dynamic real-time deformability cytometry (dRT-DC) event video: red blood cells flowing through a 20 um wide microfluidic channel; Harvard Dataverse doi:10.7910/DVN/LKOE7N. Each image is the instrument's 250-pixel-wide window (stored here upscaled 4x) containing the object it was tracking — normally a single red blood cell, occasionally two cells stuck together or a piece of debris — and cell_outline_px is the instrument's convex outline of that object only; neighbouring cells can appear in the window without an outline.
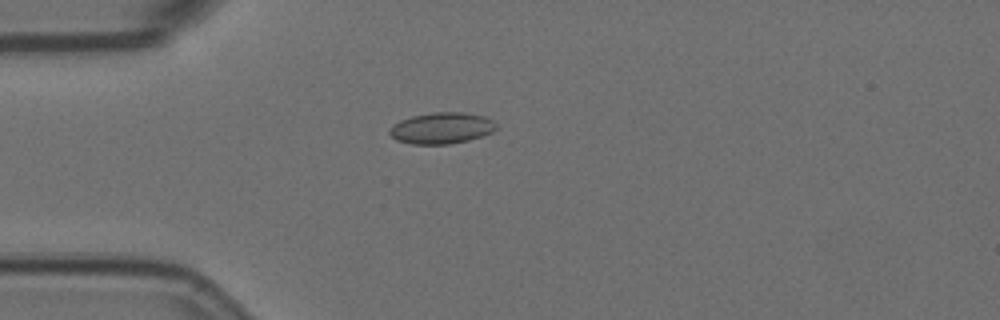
{"species": "Egyptian fruit bat (a non-hibernating species)", "species_latin": "Rousettus aegyptiacus", "temperature_condition": "room temperature", "stored_images_in_passage": 8, "camera_frame_rate_fps": 3000, "um_per_image_px": 0.085, "animal": {"sex": "female"}, "frame": {"image": 1, "passage_image": 2, "time_ms": 0.333, "image_size_px": [1000, 320], "cell_outline_px": [[496, 128], [492, 132], [468, 140], [448, 144], [412, 144], [396, 140], [388, 132], [400, 120], [412, 116], [432, 112], [464, 112], [484, 116], [492, 120], [496, 124]], "centroid_in_image_um": [37.55, 10.88], "position_along_channel_um": 47.5, "area_um2": 19.25}}
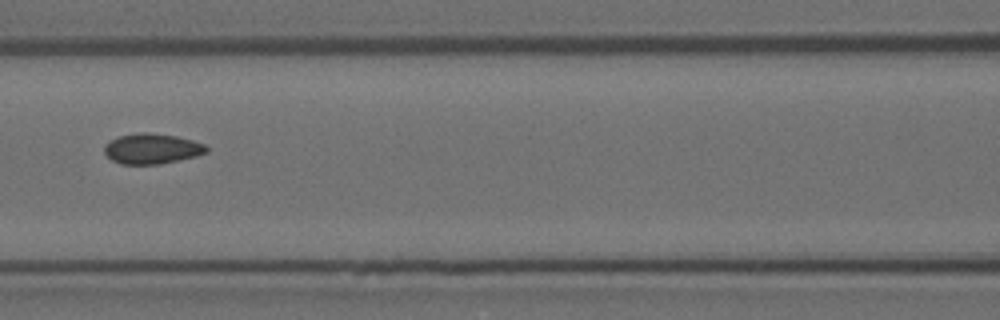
{"frame": {"image": 2, "passage_image": 5, "time_ms": 1.333, "image_size_px": [1000, 320], "cell_outline_px": [[208, 152], [196, 156], [160, 164], [120, 164], [112, 160], [104, 152], [104, 144], [120, 136], [140, 132], [144, 132], [176, 136], [192, 140], [204, 144], [208, 148]], "centroid_in_image_um": [12.91, 12.64], "position_along_channel_um": 153.7, "area_um2": 17.92}}
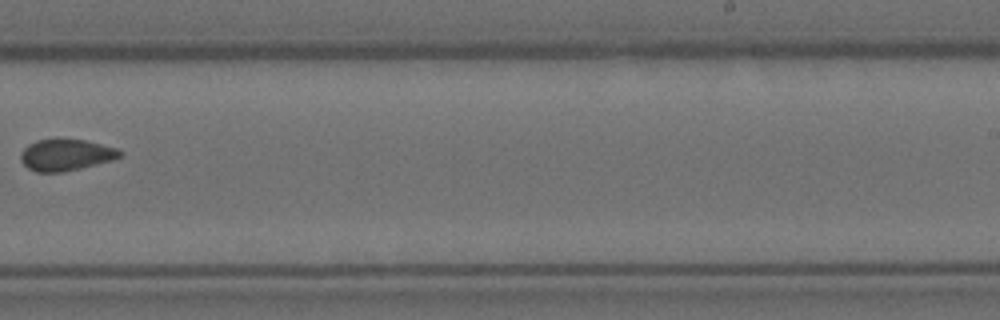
{"frame": {"image": 3, "passage_image": 8, "time_ms": 2.333, "image_size_px": [1000, 320], "cell_outline_px": [[124, 152], [120, 156], [112, 160], [64, 172], [36, 172], [28, 168], [20, 160], [20, 152], [28, 144], [36, 140], [84, 140], [116, 148]], "centroid_in_image_um": [5.57, 13.18], "position_along_channel_um": 283.4, "area_um2": 17.98}}